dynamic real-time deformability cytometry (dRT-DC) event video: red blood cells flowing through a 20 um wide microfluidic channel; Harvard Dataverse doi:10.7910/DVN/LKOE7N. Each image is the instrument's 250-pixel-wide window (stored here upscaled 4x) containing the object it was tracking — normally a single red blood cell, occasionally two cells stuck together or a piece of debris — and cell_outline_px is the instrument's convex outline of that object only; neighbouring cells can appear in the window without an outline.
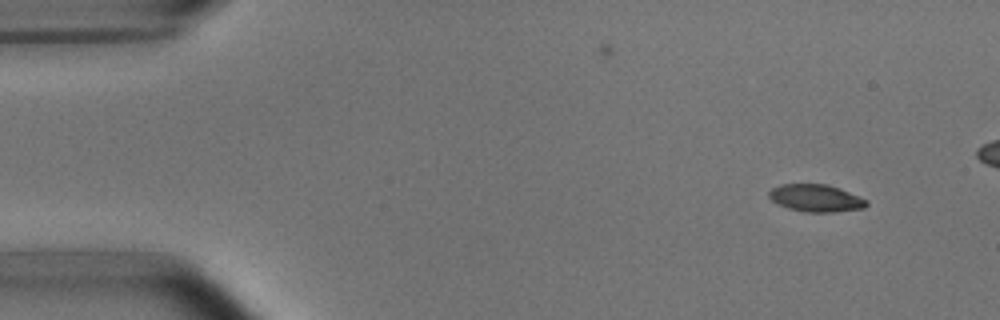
{"species": "common noctule bat (a hibernating species)", "species_latin": "Nyctalus noctula", "temperature_condition": "room temperature", "stored_images_in_passage": 5, "camera_frame_rate_fps": 3000, "um_per_image_px": 0.085, "animal": {"sex": "male", "body_mass_g": 15.6}, "frame": {"image": 1, "passage_image": 1, "time_ms": 0.0, "image_size_px": [1000, 320], "cell_outline_px": [[868, 204], [864, 208], [832, 212], [804, 212], [788, 208], [776, 204], [768, 196], [768, 192], [772, 188], [780, 184], [828, 184], [840, 188], [868, 200]], "centroid_in_image_um": [69.33, 16.83], "position_along_channel_um": 15.7, "area_um2": 15.66}}